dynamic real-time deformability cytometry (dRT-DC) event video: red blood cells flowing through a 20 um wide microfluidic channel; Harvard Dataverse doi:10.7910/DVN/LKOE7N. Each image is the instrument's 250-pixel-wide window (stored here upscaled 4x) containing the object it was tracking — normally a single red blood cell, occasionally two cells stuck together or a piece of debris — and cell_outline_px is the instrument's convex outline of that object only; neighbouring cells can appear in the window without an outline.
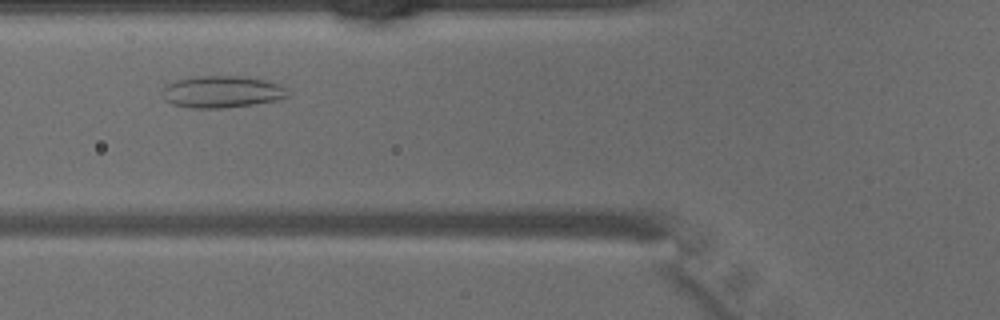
{"species": "common noctule bat (a hibernating species)", "species_latin": "Nyctalus noctula", "temperature_condition": "warm", "stored_images_in_passage": 34, "camera_frame_rate_fps": 3000, "um_per_image_px": 0.085, "animal": {"sex": "male", "body_mass_g": 15.6}, "frame": {"image": 1, "passage_image": 6, "time_ms": 1.667, "image_size_px": [1000, 320], "cell_outline_px": [[292, 96], [276, 100], [252, 104], [224, 108], [192, 108], [172, 104], [164, 100], [160, 92], [168, 84], [176, 80], [192, 76], [244, 76], [264, 80], [280, 84]], "centroid_in_image_um": [18.84, 7.8], "position_along_channel_um": 107.0, "area_um2": 23.47}}
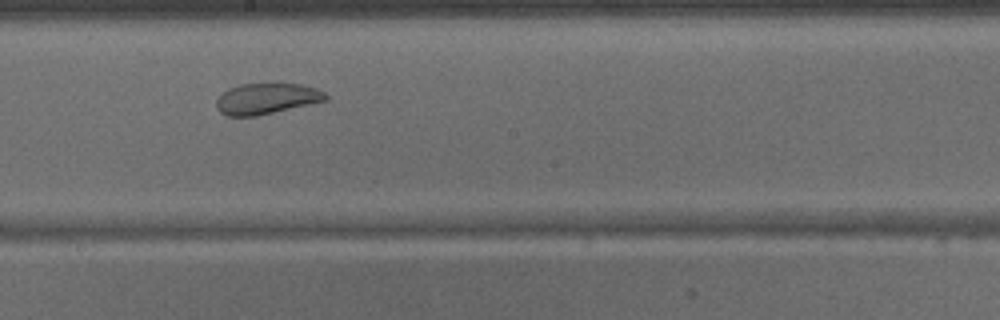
{"frame": {"image": 2, "passage_image": 14, "time_ms": 4.333, "image_size_px": [1000, 320], "cell_outline_px": [[328, 100], [256, 116], [228, 116], [220, 112], [216, 108], [216, 100], [228, 88], [240, 84], [300, 84], [316, 88], [324, 92], [328, 96]], "centroid_in_image_um": [22.65, 8.39], "position_along_channel_um": 225.6, "area_um2": 19.54}}
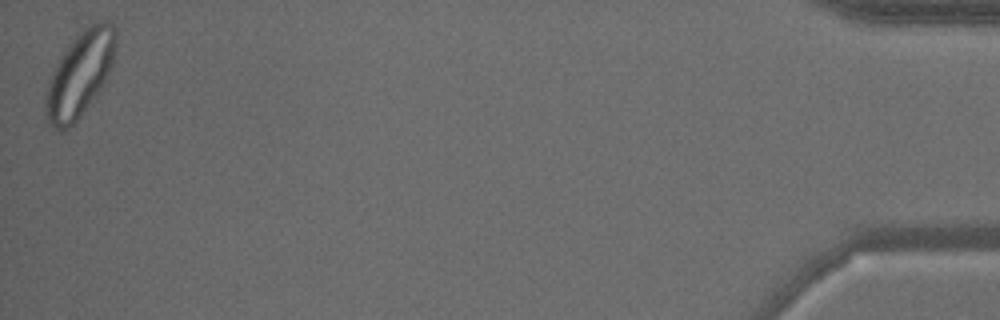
{"frame": {"image": 3, "passage_image": 34, "time_ms": 11.0, "image_size_px": [1000, 320], "cell_outline_px": [[116, 44], [112, 64], [100, 88], [80, 116], [68, 128], [60, 132], [48, 120], [44, 112], [44, 96], [52, 72], [60, 56], [72, 40], [84, 28], [92, 24], [104, 20], [112, 24], [116, 28]], "centroid_in_image_um": [6.77, 6.29], "position_along_channel_um": 428.4, "area_um2": 34.16}}